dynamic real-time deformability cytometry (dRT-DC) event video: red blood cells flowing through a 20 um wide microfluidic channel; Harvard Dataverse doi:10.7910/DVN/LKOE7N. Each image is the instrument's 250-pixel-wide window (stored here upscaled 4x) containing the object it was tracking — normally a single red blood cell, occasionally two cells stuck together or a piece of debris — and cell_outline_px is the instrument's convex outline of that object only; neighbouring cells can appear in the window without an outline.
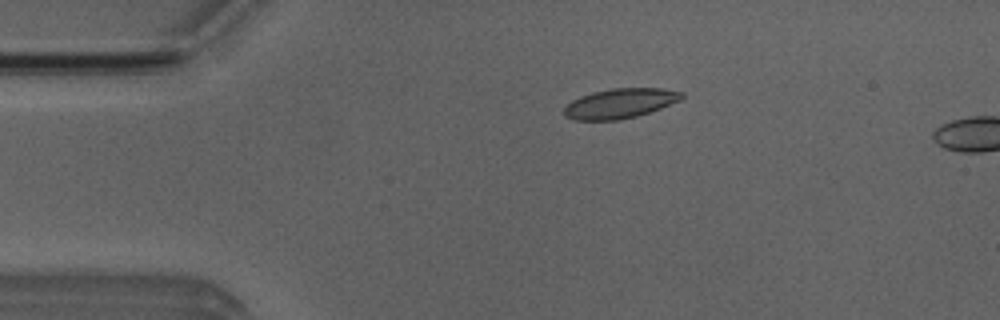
{"species": "Egyptian fruit bat (a non-hibernating species)", "species_latin": "Rousettus aegyptiacus", "temperature_condition": "room temperature", "stored_images_in_passage": 13, "camera_frame_rate_fps": 3000, "um_per_image_px": 0.085, "animal": {"sex": "male"}, "frame": {"image": 1, "passage_image": 10, "time_ms": 3.0, "image_size_px": [1000, 320], "cell_outline_px": [[684, 96], [680, 100], [660, 108], [636, 116], [620, 120], [572, 120], [564, 116], [564, 108], [572, 100], [580, 96], [592, 92], [612, 88], [660, 88], [684, 92]], "centroid_in_image_um": [52.68, 8.79], "position_along_channel_um": 32.3, "area_um2": 20.4}}